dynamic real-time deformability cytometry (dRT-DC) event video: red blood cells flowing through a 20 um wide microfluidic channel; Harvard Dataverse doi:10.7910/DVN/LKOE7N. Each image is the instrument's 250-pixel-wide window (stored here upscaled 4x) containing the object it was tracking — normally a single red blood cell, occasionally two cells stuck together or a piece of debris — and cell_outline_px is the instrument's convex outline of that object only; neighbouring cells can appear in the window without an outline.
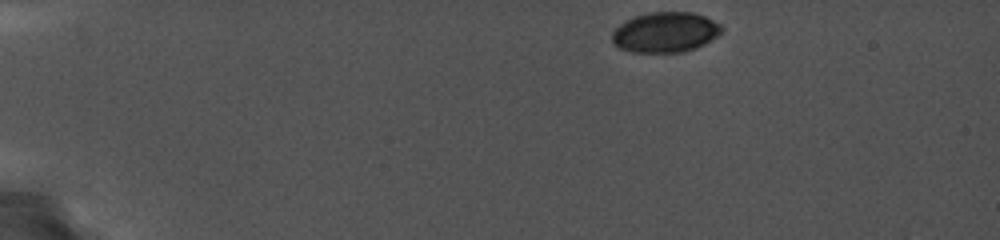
{"species": "common noctule bat (a hibernating species)", "species_latin": "Nyctalus noctula", "temperature_condition": "cold", "stored_images_in_passage": 20, "camera_frame_rate_fps": 5000, "um_per_image_px": 0.085, "animal": {"sex": "female", "body_mass_g": 19.0, "forearm_length_mm": 56.7}, "frame": {"image": 1, "passage_image": 1, "time_ms": 0.0, "image_size_px": [1000, 240], "cell_outline_px": [[724, 32], [704, 44], [696, 48], [684, 52], [632, 52], [620, 48], [612, 44], [612, 32], [620, 24], [632, 16], [648, 12], [692, 12], [704, 16], [720, 24], [724, 28]], "centroid_in_image_um": [56.55, 2.74], "position_along_channel_um": 28.4, "area_um2": 25.95}}